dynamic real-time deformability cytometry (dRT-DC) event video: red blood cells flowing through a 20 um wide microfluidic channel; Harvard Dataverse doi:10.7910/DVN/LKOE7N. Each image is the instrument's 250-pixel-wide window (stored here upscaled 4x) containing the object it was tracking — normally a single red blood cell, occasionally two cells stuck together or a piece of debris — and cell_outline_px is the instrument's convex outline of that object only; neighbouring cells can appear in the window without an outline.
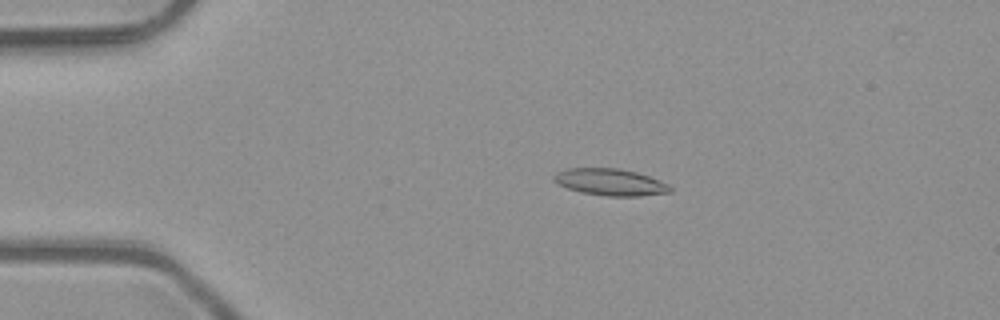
{"species": "common noctule bat (a hibernating species)", "species_latin": "Nyctalus noctula", "temperature_condition": "room temperature", "stored_images_in_passage": 4, "camera_frame_rate_fps": 3000, "um_per_image_px": 0.085, "animal": {"sex": "male", "body_mass_g": 23.1, "forearm_length_mm": 52.7}, "frame": {"image": 1, "passage_image": 2, "time_ms": 0.333, "image_size_px": [1000, 320], "cell_outline_px": [[672, 192], [640, 196], [608, 196], [584, 192], [568, 188], [556, 184], [552, 180], [552, 176], [556, 172], [568, 168], [620, 168], [636, 172], [660, 180], [668, 184], [672, 188]], "centroid_in_image_um": [51.86, 15.47], "position_along_channel_um": 33.1, "area_um2": 18.21}}
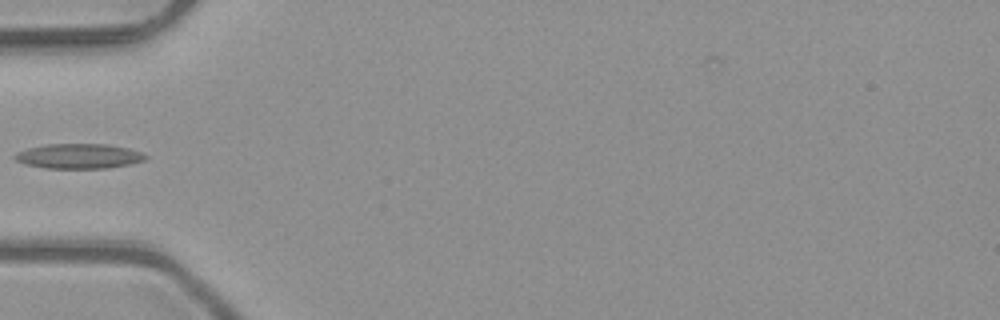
{"frame": {"image": 2, "passage_image": 4, "time_ms": 1.0, "image_size_px": [1000, 320], "cell_outline_px": [[148, 156], [144, 160], [128, 164], [108, 168], [44, 168], [24, 164], [16, 160], [12, 156], [16, 152], [28, 148], [44, 144], [108, 144], [128, 148], [144, 152]], "centroid_in_image_um": [6.68, 13.26], "position_along_channel_um": 78.3, "area_um2": 19.07}}